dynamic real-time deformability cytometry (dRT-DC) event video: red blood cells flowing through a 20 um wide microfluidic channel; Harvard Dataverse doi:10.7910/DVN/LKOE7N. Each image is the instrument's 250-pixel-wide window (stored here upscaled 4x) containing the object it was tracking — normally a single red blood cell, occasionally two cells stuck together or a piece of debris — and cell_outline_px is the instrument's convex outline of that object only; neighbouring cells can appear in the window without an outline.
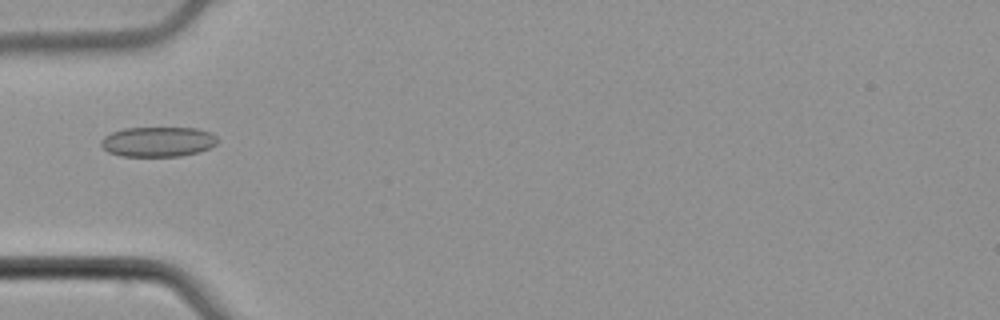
{"species": "common noctule bat (a hibernating species)", "species_latin": "Nyctalus noctula", "temperature_condition": "cold", "stored_images_in_passage": 4, "camera_frame_rate_fps": 3000, "um_per_image_px": 0.085, "animal": {"sex": "male", "body_mass_g": 21.5, "forearm_length_mm": 52.0}, "frame": {"image": 1, "passage_image": 4, "time_ms": 1.0, "image_size_px": [1000, 320], "cell_outline_px": [[220, 140], [216, 144], [200, 152], [180, 156], [120, 156], [108, 152], [100, 144], [100, 140], [104, 136], [112, 132], [124, 128], [196, 128], [208, 132], [216, 136]], "centroid_in_image_um": [13.42, 12.05], "position_along_channel_um": 71.6, "area_um2": 20.4}}